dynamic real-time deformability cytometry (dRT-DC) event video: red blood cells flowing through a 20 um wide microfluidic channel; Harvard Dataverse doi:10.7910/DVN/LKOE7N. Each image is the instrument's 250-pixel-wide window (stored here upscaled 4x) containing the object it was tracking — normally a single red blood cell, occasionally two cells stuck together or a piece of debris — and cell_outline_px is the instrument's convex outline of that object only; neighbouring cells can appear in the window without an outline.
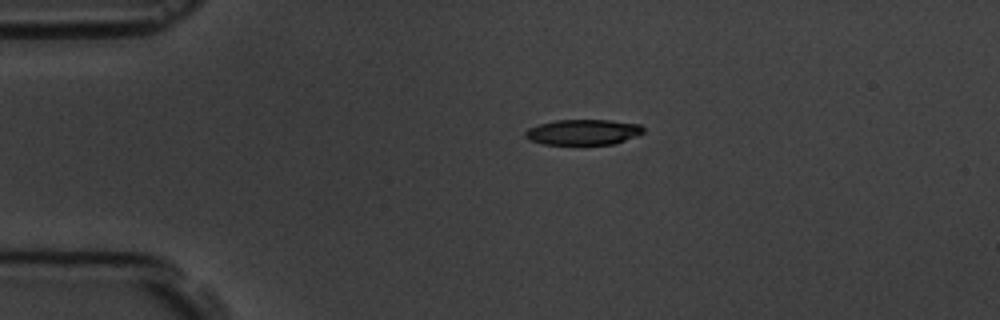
{"species": "common noctule bat (a hibernating species)", "species_latin": "Nyctalus noctula", "temperature_condition": "room temperature", "stored_images_in_passage": 2, "camera_frame_rate_fps": 3000, "um_per_image_px": 0.085, "animal": {"sex": "male", "body_mass_g": 19.5, "forearm_length_mm": 54.6}, "frame": {"image": 1, "passage_image": 1, "time_ms": 0.0, "image_size_px": [1000, 320], "cell_outline_px": [[644, 132], [636, 136], [612, 144], [544, 144], [528, 140], [524, 136], [524, 132], [528, 128], [540, 124], [556, 120], [612, 120], [640, 124], [644, 128]], "centroid_in_image_um": [49.55, 11.22], "position_along_channel_um": 35.4, "area_um2": 17.51}}